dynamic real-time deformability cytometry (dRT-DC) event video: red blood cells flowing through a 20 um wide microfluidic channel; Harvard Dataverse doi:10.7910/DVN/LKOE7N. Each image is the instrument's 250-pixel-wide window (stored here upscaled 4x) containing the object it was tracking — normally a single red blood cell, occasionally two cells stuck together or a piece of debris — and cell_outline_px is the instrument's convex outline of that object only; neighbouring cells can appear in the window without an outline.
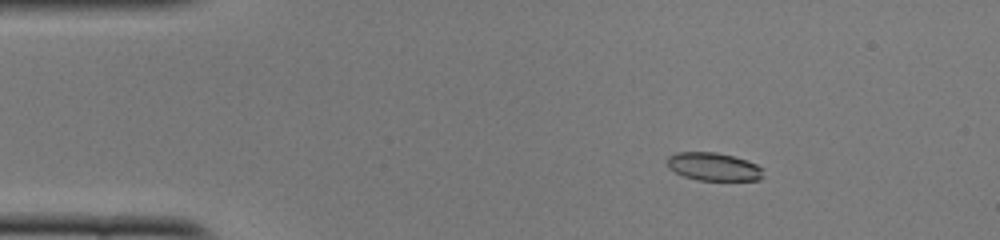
{"species": "common noctule bat (a hibernating species)", "species_latin": "Nyctalus noctula", "temperature_condition": "cold", "stored_images_in_passage": 48, "camera_frame_rate_fps": 3000, "um_per_image_px": 0.085, "animal": {"sex": "female", "body_mass_g": 22.0, "forearm_length_mm": 56.7}, "frame": {"image": 1, "passage_image": 5, "time_ms": 1.333, "image_size_px": [1000, 240], "cell_outline_px": [[764, 176], [760, 180], [696, 180], [684, 176], [668, 168], [668, 156], [676, 152], [716, 152], [748, 160], [764, 168]], "centroid_in_image_um": [60.69, 14.17], "position_along_channel_um": 24.3, "area_um2": 15.84}}
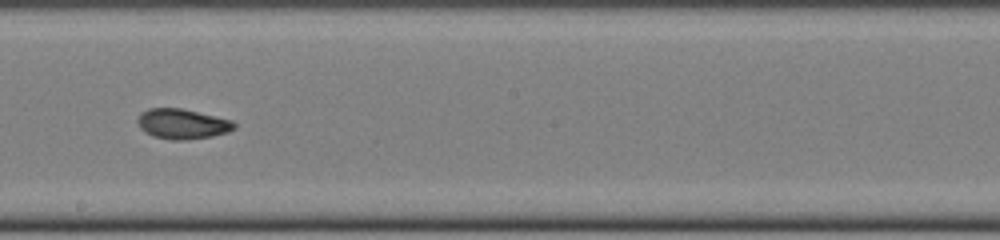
{"frame": {"image": 2, "passage_image": 26, "time_ms": 8.333, "image_size_px": [1000, 240], "cell_outline_px": [[236, 128], [228, 132], [212, 136], [184, 140], [172, 140], [152, 136], [144, 132], [140, 128], [136, 120], [140, 112], [148, 108], [180, 108], [232, 120], [236, 124]], "centroid_in_image_um": [15.46, 10.53], "position_along_channel_um": 232.7, "area_um2": 17.05}}
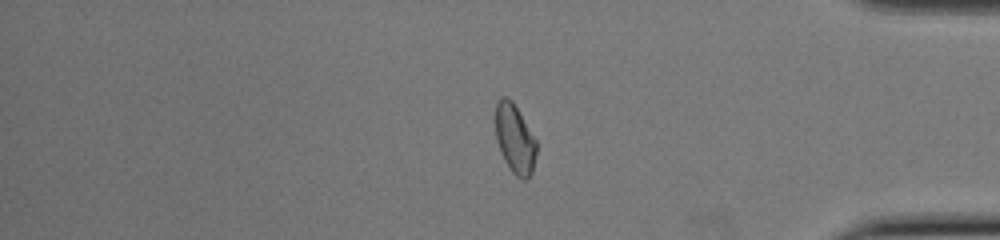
{"frame": {"image": 3, "passage_image": 40, "time_ms": 13.0, "image_size_px": [1000, 240], "cell_outline_px": [[536, 152], [532, 172], [528, 180], [520, 180], [512, 172], [504, 160], [496, 140], [496, 104], [500, 96], [508, 96], [512, 100], [536, 140]], "centroid_in_image_um": [43.76, 11.81], "position_along_channel_um": 391.4, "area_um2": 16.53}, "authors_computed_cell_mechanics": {"area_um2": 16.5886, "velocity_mm_per_s": 3.9293, "shape_relaxation_time_tau1_ms": 6.1569, "shape_relaxation_time_tau2_ms": 1.3001, "deformation_change_tau1": 0.1916, "deformation_change_tau2": 0.0604}}